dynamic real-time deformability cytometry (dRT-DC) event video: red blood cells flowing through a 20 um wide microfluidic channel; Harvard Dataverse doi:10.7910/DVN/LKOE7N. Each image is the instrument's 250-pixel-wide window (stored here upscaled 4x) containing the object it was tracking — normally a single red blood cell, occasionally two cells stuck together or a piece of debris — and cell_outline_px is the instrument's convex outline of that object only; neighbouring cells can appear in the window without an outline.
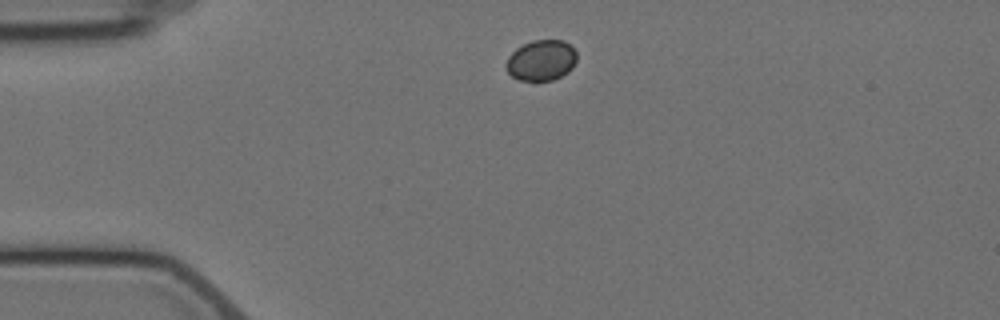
{"species": "Egyptian fruit bat (a non-hibernating species)", "species_latin": "Rousettus aegyptiacus", "temperature_condition": "cold", "stored_images_in_passage": 2, "camera_frame_rate_fps": 3000, "um_per_image_px": 0.085, "animal": {"sex": "female"}, "frame": {"image": 1, "passage_image": 1, "time_ms": 0.0, "image_size_px": [1000, 320], "cell_outline_px": [[576, 60], [572, 68], [568, 72], [552, 80], [516, 80], [508, 72], [504, 64], [508, 56], [516, 48], [532, 40], [564, 40], [576, 52]], "centroid_in_image_um": [45.98, 5.13], "position_along_channel_um": 39.0, "area_um2": 16.76}}